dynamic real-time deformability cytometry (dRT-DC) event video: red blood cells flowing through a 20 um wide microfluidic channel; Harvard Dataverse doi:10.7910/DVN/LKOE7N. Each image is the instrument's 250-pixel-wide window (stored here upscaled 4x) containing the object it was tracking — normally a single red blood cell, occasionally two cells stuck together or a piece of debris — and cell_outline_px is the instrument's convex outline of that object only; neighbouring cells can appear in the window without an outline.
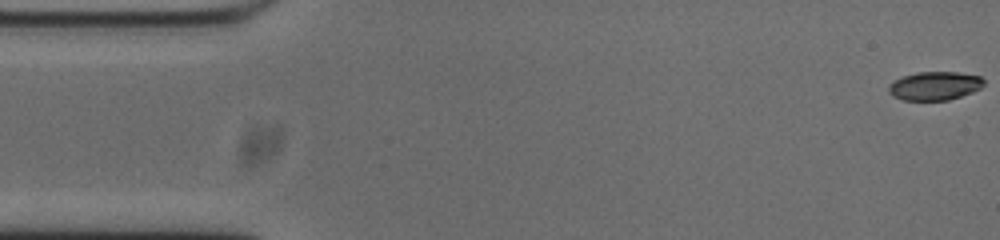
{"species": "common noctule bat (a hibernating species)", "species_latin": "Nyctalus noctula", "temperature_condition": "cold", "stored_images_in_passage": 54, "camera_frame_rate_fps": 3000, "um_per_image_px": 0.085, "animal": {"sex": "male", "body_mass_g": 20.0, "forearm_length_mm": 53.3}, "frame": {"image": 1, "passage_image": 1, "time_ms": 0.0, "image_size_px": [1000, 240], "cell_outline_px": [[984, 84], [980, 88], [972, 92], [948, 100], [904, 100], [892, 96], [888, 92], [888, 88], [896, 80], [904, 76], [916, 72], [956, 72], [980, 76], [984, 80]], "centroid_in_image_um": [79.46, 7.3], "position_along_channel_um": 5.5, "area_um2": 15.66}}
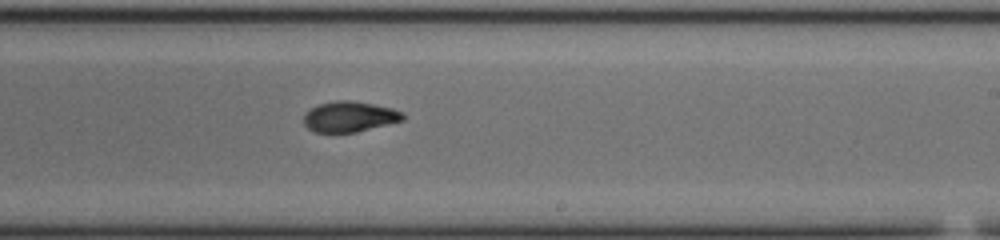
{"frame": {"image": 2, "passage_image": 31, "time_ms": 10.0, "image_size_px": [1000, 240], "cell_outline_px": [[404, 120], [356, 132], [316, 132], [308, 128], [304, 124], [304, 116], [312, 108], [320, 104], [336, 100], [348, 100], [372, 104], [392, 108], [404, 112]], "centroid_in_image_um": [29.74, 9.92], "position_along_channel_um": 259.3, "area_um2": 17.4}}
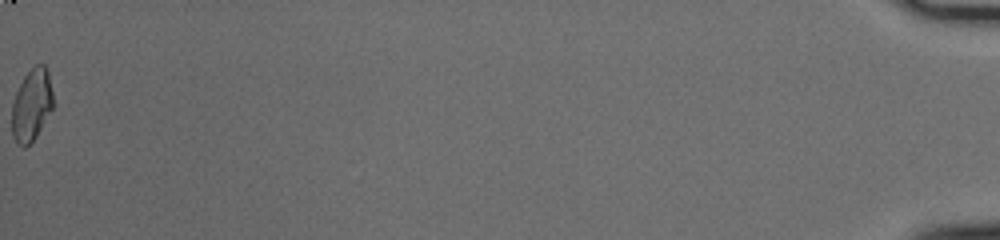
{"frame": {"image": 3, "passage_image": 54, "time_ms": 17.667, "image_size_px": [1000, 240], "cell_outline_px": [[52, 108], [36, 136], [24, 148], [16, 144], [12, 136], [12, 104], [16, 92], [24, 76], [36, 64], [44, 64], [48, 72], [52, 92]], "centroid_in_image_um": [2.66, 8.94], "position_along_channel_um": 432.5, "area_um2": 17.11}, "authors_computed_cell_mechanics": {"area_um2": 17.5134, "velocity_mm_per_s": 3.7702, "shape_relaxation_time_tau1_ms": 9.4435, "shape_relaxation_time_tau2_ms": 2.9555, "deformation_change_tau1": 0.2526, "deformation_change_tau2": 0.0623}}